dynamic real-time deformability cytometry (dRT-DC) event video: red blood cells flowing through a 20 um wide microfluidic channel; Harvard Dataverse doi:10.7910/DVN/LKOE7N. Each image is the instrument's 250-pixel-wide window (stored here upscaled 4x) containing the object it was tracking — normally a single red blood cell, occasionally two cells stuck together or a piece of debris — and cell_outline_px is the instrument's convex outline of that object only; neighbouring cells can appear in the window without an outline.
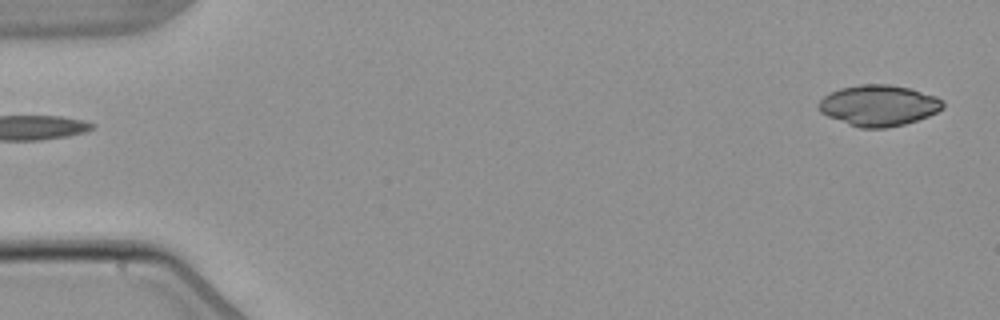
{"species": "common noctule bat (a hibernating species)", "species_latin": "Nyctalus noctula", "temperature_condition": "warm", "stored_images_in_passage": 2, "camera_frame_rate_fps": 3000, "um_per_image_px": 0.085, "animal": {"sex": "male", "body_mass_g": 21.5, "forearm_length_mm": 52.0}, "frame": {"image": 1, "passage_image": 2, "time_ms": 2.0, "image_size_px": [1000, 320], "cell_outline_px": [[944, 108], [928, 116], [904, 124], [888, 128], [860, 128], [848, 124], [828, 116], [820, 112], [816, 108], [816, 104], [824, 96], [840, 88], [860, 84], [888, 84], [908, 88], [936, 96], [944, 100]], "centroid_in_image_um": [74.67, 8.96], "position_along_channel_um": 10.3, "area_um2": 29.71}}